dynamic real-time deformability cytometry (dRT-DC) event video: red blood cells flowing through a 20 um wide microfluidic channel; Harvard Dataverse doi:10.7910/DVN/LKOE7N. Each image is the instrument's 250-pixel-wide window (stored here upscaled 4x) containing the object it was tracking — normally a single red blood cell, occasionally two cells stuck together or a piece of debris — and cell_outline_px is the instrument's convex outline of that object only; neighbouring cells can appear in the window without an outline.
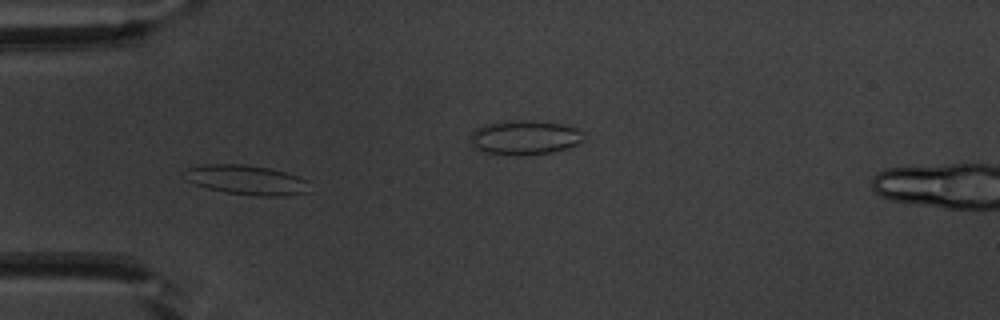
{"species": "common noctule bat (a hibernating species)", "species_latin": "Nyctalus noctula", "temperature_condition": "warm", "stored_images_in_passage": 45, "camera_frame_rate_fps": 3000, "um_per_image_px": 0.085, "animal": {"sex": "male", "body_mass_g": 20.1, "forearm_length_mm": 53.5}, "frame": {"image": 1, "passage_image": 8, "time_ms": 2.333, "image_size_px": [1000, 320], "cell_outline_px": [[312, 192], [284, 196], [256, 196], [224, 192], [208, 188], [196, 184], [188, 180], [188, 168], [204, 164], [244, 164], [268, 168], [284, 172], [308, 180]], "centroid_in_image_um": [21.06, 15.31], "position_along_channel_um": 63.9, "area_um2": 21.44}}
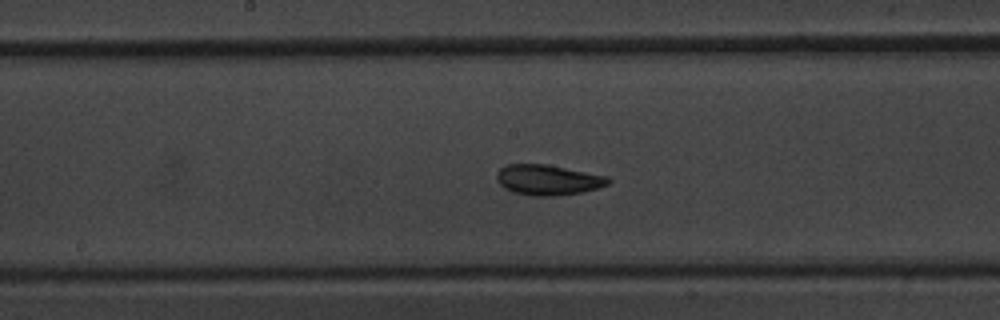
{"frame": {"image": 2, "passage_image": 19, "time_ms": 6.0, "image_size_px": [1000, 320], "cell_outline_px": [[612, 180], [608, 184], [596, 188], [580, 192], [552, 196], [532, 196], [512, 192], [504, 188], [496, 180], [496, 172], [500, 168], [508, 164], [548, 164], [608, 176]], "centroid_in_image_um": [46.55, 15.28], "position_along_channel_um": 201.7, "area_um2": 19.83}}
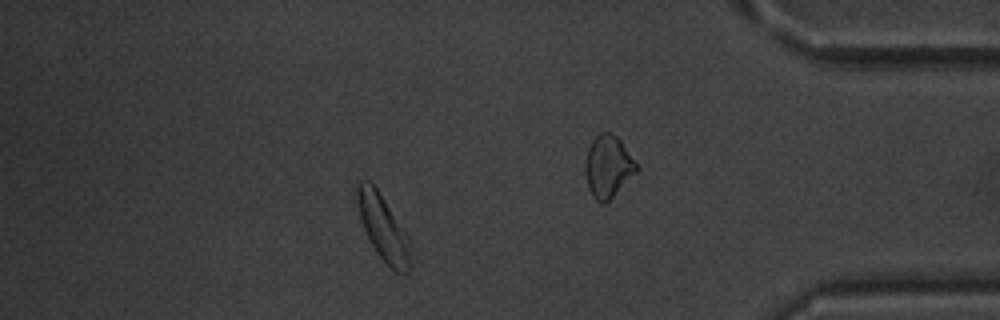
{"frame": {"image": 3, "passage_image": 38, "time_ms": 12.333, "image_size_px": [1000, 320], "cell_outline_px": [[412, 264], [408, 272], [404, 276], [396, 272], [376, 252], [360, 220], [356, 200], [356, 188], [360, 180], [368, 180], [376, 188], [408, 236]], "centroid_in_image_um": [32.57, 19.4], "position_along_channel_um": 402.6, "area_um2": 20.11}, "authors_computed_cell_mechanics": {"area_um2": 19.7098, "velocity_mm_per_s": 3.7907, "shape_relaxation_time_tau1_ms": 2.1816, "shape_relaxation_time_tau2_ms": 2.2139, "deformation_change_tau1": 0.0999, "deformation_change_tau2": 0.0838}}